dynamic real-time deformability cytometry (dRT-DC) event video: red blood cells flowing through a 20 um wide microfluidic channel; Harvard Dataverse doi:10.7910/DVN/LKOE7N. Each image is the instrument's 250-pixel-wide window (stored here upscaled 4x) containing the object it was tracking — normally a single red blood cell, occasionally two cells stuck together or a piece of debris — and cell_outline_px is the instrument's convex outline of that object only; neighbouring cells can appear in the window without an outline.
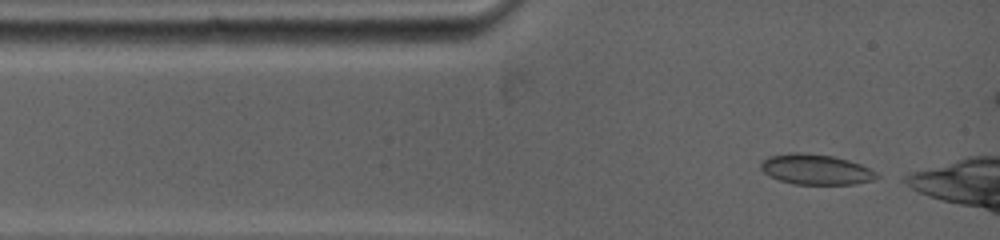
{"species": "common noctule bat (a hibernating species)", "species_latin": "Nyctalus noctula", "temperature_condition": "warm", "stored_images_in_passage": 14, "camera_frame_rate_fps": 5000, "um_per_image_px": 0.085, "animal": {"sex": "female", "body_mass_g": 19.0, "forearm_length_mm": 53.3}, "frame": {"image": 1, "passage_image": 1, "time_ms": 0.0, "image_size_px": [1000, 240], "cell_outline_px": [[876, 176], [868, 180], [852, 184], [792, 184], [780, 180], [764, 172], [760, 168], [760, 164], [768, 156], [832, 156], [848, 160], [860, 164], [876, 172]], "centroid_in_image_um": [69.35, 14.46], "position_along_channel_um": 15.6, "area_um2": 19.02}}
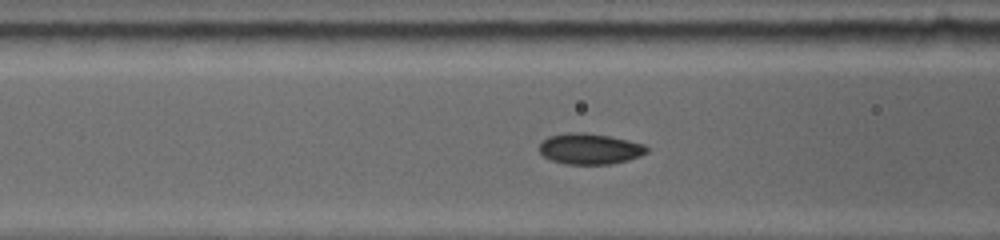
{"frame": {"image": 2, "passage_image": 9, "time_ms": 3.2, "image_size_px": [1000, 240], "cell_outline_px": [[648, 152], [640, 156], [628, 160], [612, 164], [564, 164], [552, 160], [544, 156], [540, 152], [540, 144], [548, 136], [564, 132], [584, 132], [608, 136], [628, 140], [644, 144], [648, 148]], "centroid_in_image_um": [50.14, 12.64], "position_along_channel_um": 116.5, "area_um2": 19.36}}
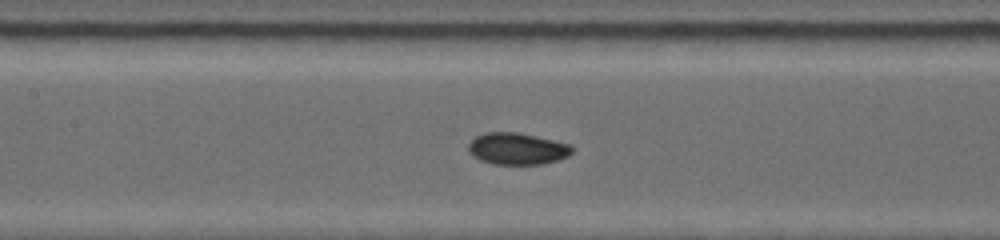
{"frame": {"image": 3, "passage_image": 12, "time_ms": 4.4, "image_size_px": [1000, 240], "cell_outline_px": [[576, 148], [568, 156], [560, 160], [544, 164], [492, 164], [480, 160], [472, 156], [468, 152], [468, 144], [476, 136], [484, 132], [516, 132], [536, 136], [572, 144]], "centroid_in_image_um": [43.99, 12.64], "position_along_channel_um": 163.4, "area_um2": 19.54}}